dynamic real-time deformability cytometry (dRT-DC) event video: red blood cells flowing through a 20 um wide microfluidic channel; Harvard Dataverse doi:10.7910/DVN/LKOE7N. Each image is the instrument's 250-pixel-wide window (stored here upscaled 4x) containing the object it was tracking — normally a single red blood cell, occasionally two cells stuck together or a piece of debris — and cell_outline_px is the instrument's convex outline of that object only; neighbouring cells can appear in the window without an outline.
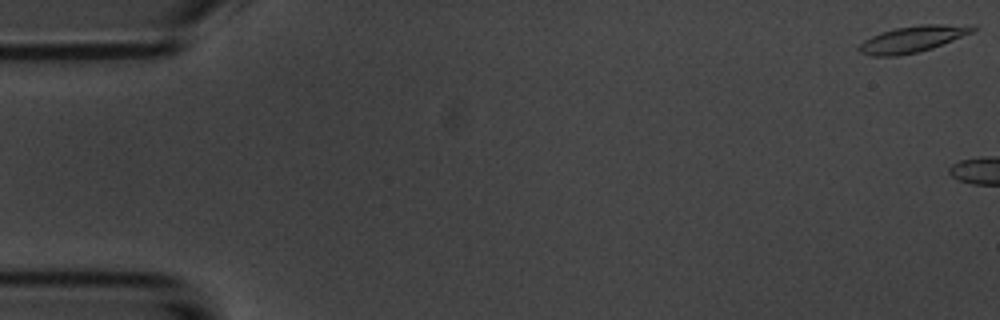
{"species": "common noctule bat (a hibernating species)", "species_latin": "Nyctalus noctula", "temperature_condition": "room temperature", "stored_images_in_passage": 6, "camera_frame_rate_fps": 3000, "um_per_image_px": 0.085, "animal": {"sex": "male", "body_mass_g": 20.1, "forearm_length_mm": 53.5}, "frame": {"image": 1, "passage_image": 1, "time_ms": 0.0, "image_size_px": [1000, 320], "cell_outline_px": [[980, 28], [972, 32], [932, 48], [920, 52], [896, 56], [872, 56], [860, 52], [856, 48], [864, 40], [880, 32], [896, 28], [920, 24], [976, 24]], "centroid_in_image_um": [77.61, 3.31], "position_along_channel_um": 7.4, "area_um2": 17.69}}
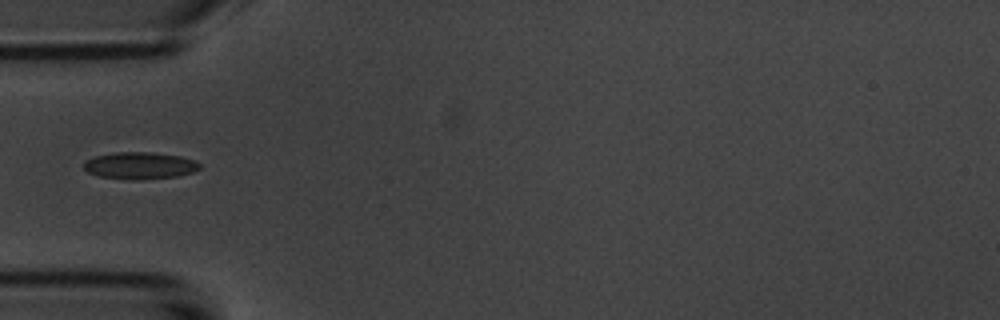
{"frame": {"image": 2, "passage_image": 6, "time_ms": 6.667, "image_size_px": [1000, 320], "cell_outline_px": [[200, 168], [192, 172], [176, 176], [136, 180], [132, 180], [100, 176], [88, 172], [84, 168], [84, 164], [88, 160], [96, 156], [116, 152], [152, 152], [180, 156], [196, 160], [200, 164]], "centroid_in_image_um": [11.92, 14.07], "position_along_channel_um": 73.1, "area_um2": 18.03}}